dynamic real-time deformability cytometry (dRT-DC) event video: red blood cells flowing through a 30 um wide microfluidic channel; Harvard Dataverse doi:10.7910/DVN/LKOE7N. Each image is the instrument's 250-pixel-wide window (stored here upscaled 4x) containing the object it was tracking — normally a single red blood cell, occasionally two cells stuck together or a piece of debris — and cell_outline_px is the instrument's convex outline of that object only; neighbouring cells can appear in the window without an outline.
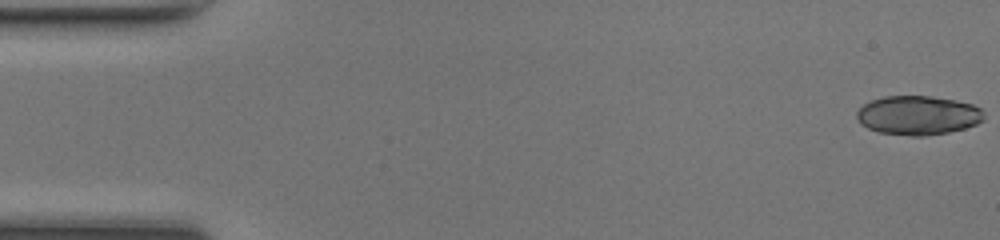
{"species": "common noctule bat (a hibernating species)", "species_latin": "Nyctalus noctula", "temperature_condition": "room temperature", "stored_images_in_passage": 48, "camera_frame_rate_fps": 3000, "um_per_image_px": 0.085, "animal": {"sex": "female", "body_mass_g": 17.0, "forearm_length_mm": 48.0}, "frame": {"image": 1, "passage_image": 1, "time_ms": 0.0, "image_size_px": [1000, 240], "cell_outline_px": [[984, 120], [976, 124], [964, 128], [948, 132], [924, 136], [912, 136], [880, 132], [868, 128], [860, 124], [856, 116], [856, 112], [864, 104], [872, 100], [884, 96], [932, 96], [956, 100], [972, 104], [980, 108], [984, 112]], "centroid_in_image_um": [78.03, 9.79], "position_along_channel_um": 7.0, "area_um2": 29.02}}
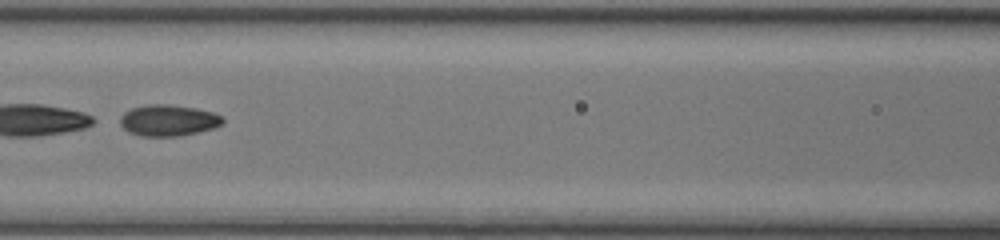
{"frame": {"image": 2, "passage_image": 22, "time_ms": 7.0, "image_size_px": [1000, 240], "cell_outline_px": [[224, 124], [216, 128], [176, 136], [140, 136], [128, 132], [120, 124], [120, 116], [124, 112], [132, 108], [148, 104], [168, 104], [196, 108], [212, 112], [220, 116], [224, 120]], "centroid_in_image_um": [14.3, 10.23], "position_along_channel_um": 152.3, "area_um2": 18.73}, "authors_computed_cell_mechanics": {"area_um2": 29.9115, "velocity_mm_per_s": 4.3115, "shape_relaxation_time_tau1_ms": 0.5754, "shape_relaxation_time_tau2_ms": 1.3188, "deformation_change_tau1": 0.3019, "deformation_change_tau2": 0.0611}}